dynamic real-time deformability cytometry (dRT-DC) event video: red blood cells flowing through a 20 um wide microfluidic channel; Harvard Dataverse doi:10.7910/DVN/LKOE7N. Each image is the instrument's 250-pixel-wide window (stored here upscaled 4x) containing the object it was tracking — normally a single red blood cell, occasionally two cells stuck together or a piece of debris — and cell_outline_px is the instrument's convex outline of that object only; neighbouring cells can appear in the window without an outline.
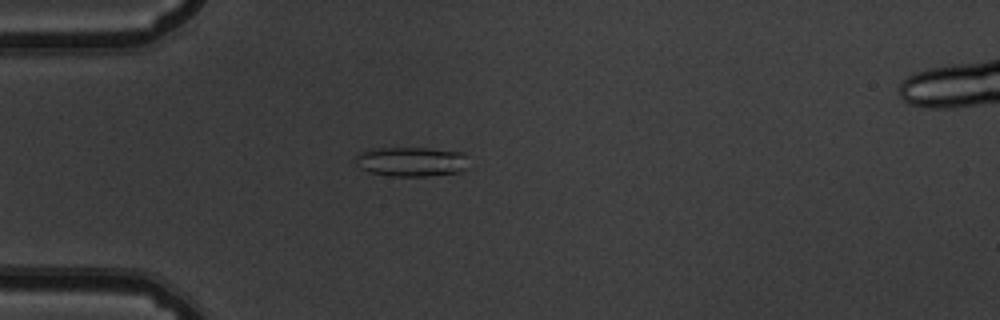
{"species": "common noctule bat (a hibernating species)", "species_latin": "Nyctalus noctula", "temperature_condition": "warm", "stored_images_in_passage": 39, "camera_frame_rate_fps": 3000, "um_per_image_px": 0.085, "animal": {"sex": "male", "body_mass_g": 19.5, "forearm_length_mm": 54.6}, "frame": {"image": 1, "passage_image": 1, "time_ms": 0.0, "image_size_px": [1000, 320], "cell_outline_px": [[464, 168], [456, 172], [424, 176], [392, 176], [368, 172], [360, 168], [356, 164], [356, 156], [360, 152], [372, 148], [428, 148], [464, 152]], "centroid_in_image_um": [34.87, 13.73], "position_along_channel_um": 50.1, "area_um2": 19.19}}
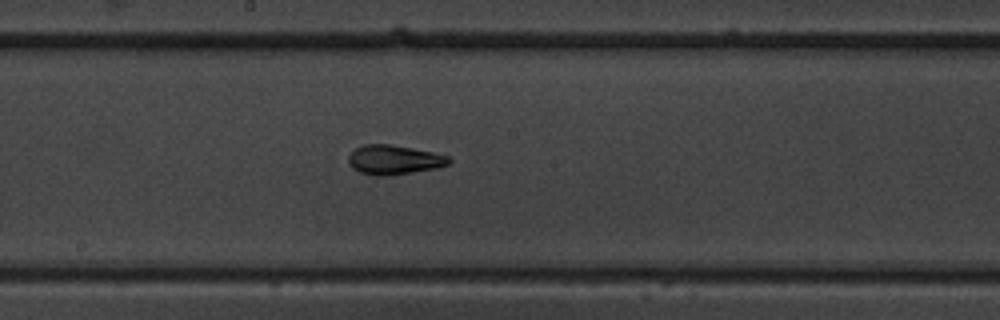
{"frame": {"image": 2, "passage_image": 15, "time_ms": 4.667, "image_size_px": [1000, 320], "cell_outline_px": [[452, 160], [448, 164], [436, 168], [388, 176], [372, 176], [360, 172], [352, 168], [348, 164], [348, 156], [356, 148], [364, 144], [388, 144], [412, 148], [432, 152], [448, 156]], "centroid_in_image_um": [33.46, 13.59], "position_along_channel_um": 214.7, "area_um2": 17.22}}
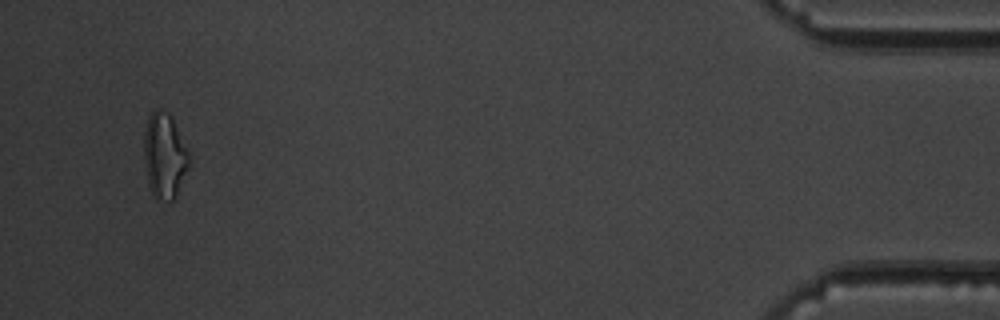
{"frame": {"image": 3, "passage_image": 37, "time_ms": 12.0, "image_size_px": [1000, 320], "cell_outline_px": [[188, 168], [176, 196], [172, 200], [160, 200], [152, 196], [148, 184], [144, 160], [144, 132], [148, 116], [156, 108], [160, 108], [168, 112], [188, 152]], "centroid_in_image_um": [13.94, 13.25], "position_along_channel_um": 421.3, "area_um2": 22.14}, "authors_computed_cell_mechanics": {"area_um2": 17.1088, "velocity_mm_per_s": 3.8241, "shape_relaxation_time_tau1_ms": 9.6305, "shape_relaxation_time_tau2_ms": 3.1805, "deformation_change_tau1": 0.2418, "deformation_change_tau2": 0.1068}}